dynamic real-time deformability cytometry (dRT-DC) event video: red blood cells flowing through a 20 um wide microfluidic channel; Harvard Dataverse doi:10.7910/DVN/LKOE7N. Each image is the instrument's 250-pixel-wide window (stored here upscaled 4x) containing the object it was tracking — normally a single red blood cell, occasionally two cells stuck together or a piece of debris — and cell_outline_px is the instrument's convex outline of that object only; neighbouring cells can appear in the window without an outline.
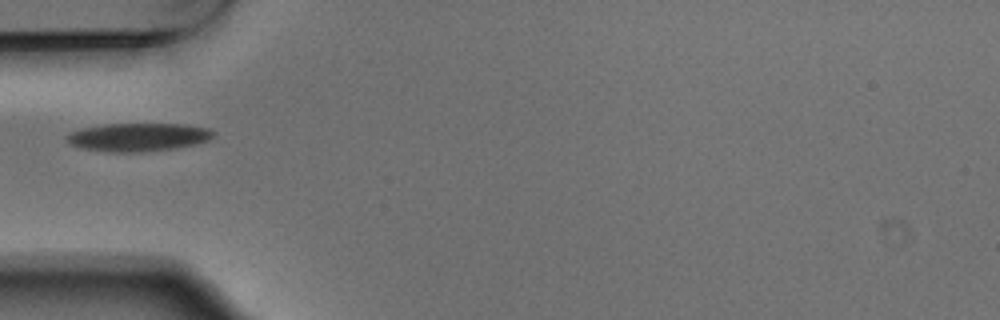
{"species": "Egyptian fruit bat (a non-hibernating species)", "species_latin": "Rousettus aegyptiacus", "temperature_condition": "warm", "stored_images_in_passage": 1, "camera_frame_rate_fps": 3000, "um_per_image_px": 0.085, "animal": {"sex": "male"}, "frame": {"image": 1, "passage_image": 1, "time_ms": 0.0, "image_size_px": [1000, 320], "cell_outline_px": [[212, 136], [208, 140], [196, 144], [176, 148], [140, 152], [108, 152], [80, 148], [68, 144], [64, 136], [68, 132], [84, 128], [104, 124], [184, 124], [208, 128], [212, 132]], "centroid_in_image_um": [11.66, 11.66], "position_along_channel_um": 73.3, "area_um2": 24.22}}